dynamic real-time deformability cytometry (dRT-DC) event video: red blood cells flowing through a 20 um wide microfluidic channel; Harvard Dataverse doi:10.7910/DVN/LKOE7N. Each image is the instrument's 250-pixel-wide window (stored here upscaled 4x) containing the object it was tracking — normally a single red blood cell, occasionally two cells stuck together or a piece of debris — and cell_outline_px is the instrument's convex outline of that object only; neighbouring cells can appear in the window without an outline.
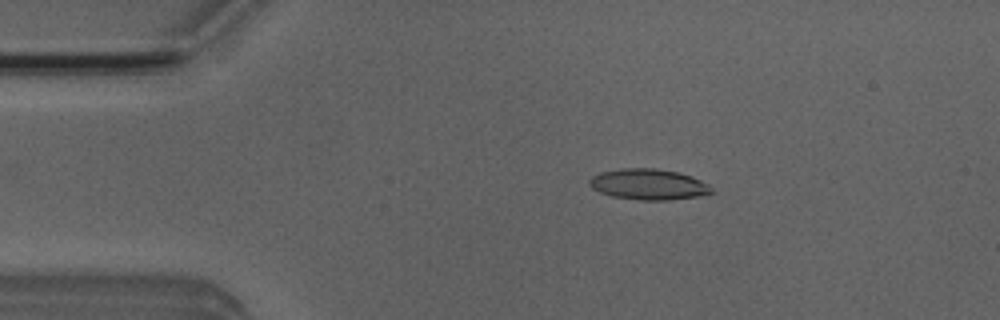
{"species": "Egyptian fruit bat (a non-hibernating species)", "species_latin": "Rousettus aegyptiacus", "temperature_condition": "room temperature", "stored_images_in_passage": 51, "camera_frame_rate_fps": 3000, "um_per_image_px": 0.085, "animal": {"sex": "male"}, "frame": {"image": 1, "passage_image": 9, "time_ms": 2.667, "image_size_px": [1000, 320], "cell_outline_px": [[712, 192], [696, 196], [668, 200], [640, 200], [612, 196], [600, 192], [592, 188], [588, 184], [588, 180], [592, 176], [600, 172], [624, 168], [652, 168], [676, 172], [692, 176], [708, 184], [712, 188]], "centroid_in_image_um": [55.08, 15.67], "position_along_channel_um": 29.9, "area_um2": 21.73}}
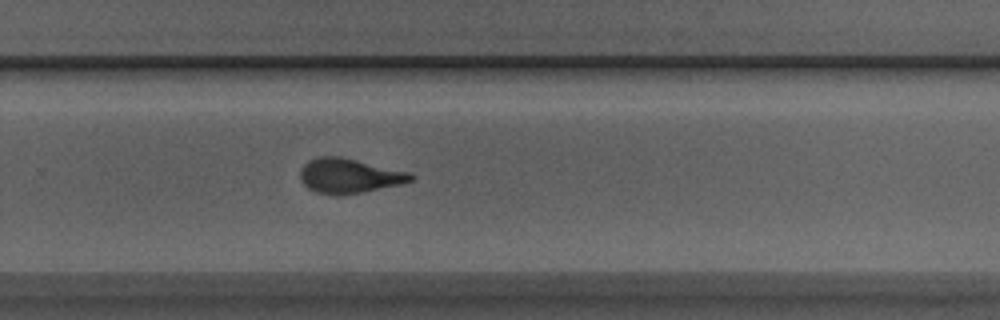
{"frame": {"image": 2, "passage_image": 33, "time_ms": 10.667, "image_size_px": [1000, 320], "cell_outline_px": [[416, 176], [412, 180], [400, 184], [364, 192], [336, 196], [316, 192], [308, 188], [300, 180], [300, 168], [308, 160], [320, 156], [340, 156], [412, 172]], "centroid_in_image_um": [29.68, 14.94], "position_along_channel_um": 300.1, "area_um2": 22.66}}
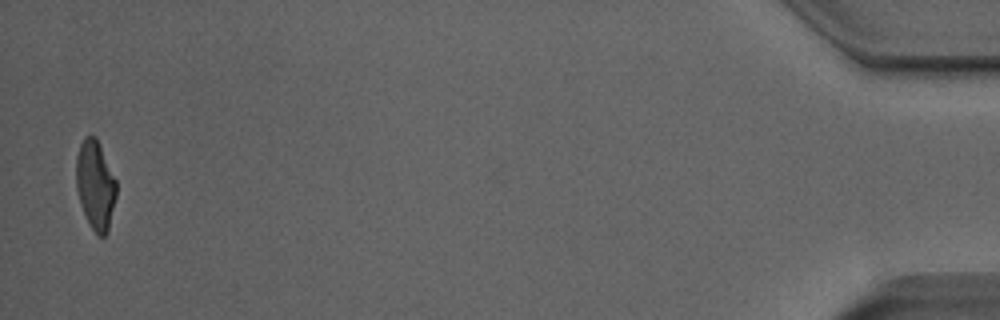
{"frame": {"image": 3, "passage_image": 50, "time_ms": 16.333, "image_size_px": [1000, 320], "cell_outline_px": [[116, 196], [108, 232], [104, 236], [100, 236], [88, 224], [76, 188], [76, 156], [80, 144], [84, 136], [96, 136], [116, 180]], "centroid_in_image_um": [8.1, 15.71], "position_along_channel_um": 427.1, "area_um2": 20.75}}